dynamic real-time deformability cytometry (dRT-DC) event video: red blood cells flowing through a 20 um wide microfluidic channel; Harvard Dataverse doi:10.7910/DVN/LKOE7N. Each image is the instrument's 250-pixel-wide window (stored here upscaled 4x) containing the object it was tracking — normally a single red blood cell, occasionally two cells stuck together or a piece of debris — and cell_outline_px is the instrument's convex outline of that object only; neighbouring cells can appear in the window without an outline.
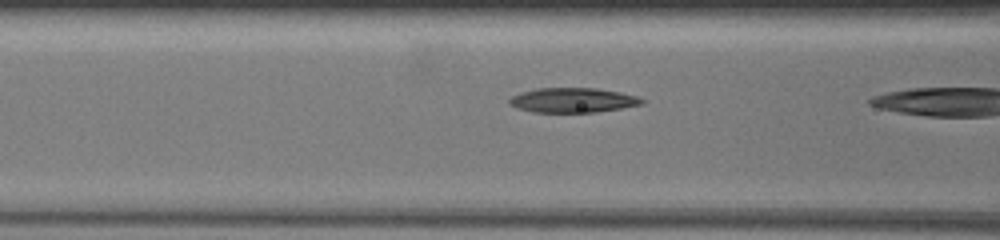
{"species": "common noctule bat (a hibernating species)", "species_latin": "Nyctalus noctula", "temperature_condition": "warm", "stored_images_in_passage": 5, "camera_frame_rate_fps": 3000, "um_per_image_px": 0.085, "animal": {"sex": "female", "body_mass_g": 19.5, "forearm_length_mm": 54.1}, "frame": {"image": 1, "passage_image": 4, "time_ms": 1.333, "image_size_px": [1000, 240], "cell_outline_px": [[644, 104], [596, 112], [532, 112], [516, 108], [508, 104], [508, 100], [512, 96], [520, 92], [536, 88], [596, 88], [620, 92], [636, 96], [644, 100]], "centroid_in_image_um": [48.64, 8.51], "position_along_channel_um": 118.0, "area_um2": 19.13}}